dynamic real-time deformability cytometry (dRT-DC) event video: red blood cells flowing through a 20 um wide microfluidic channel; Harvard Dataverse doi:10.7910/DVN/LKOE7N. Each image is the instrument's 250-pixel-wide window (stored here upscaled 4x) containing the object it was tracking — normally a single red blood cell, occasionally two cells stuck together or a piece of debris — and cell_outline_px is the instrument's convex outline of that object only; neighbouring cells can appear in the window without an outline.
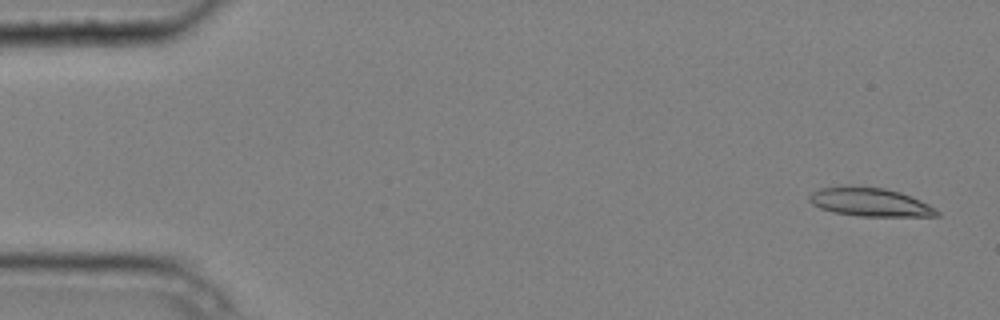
{"species": "common noctule bat (a hibernating species)", "species_latin": "Nyctalus noctula", "temperature_condition": "cold", "stored_images_in_passage": 6, "camera_frame_rate_fps": 3000, "um_per_image_px": 0.085, "animal": {"sex": "male", "body_mass_g": 20.4}, "frame": {"image": 1, "passage_image": 1, "time_ms": 0.0, "image_size_px": [1000, 320], "cell_outline_px": [[940, 216], [860, 216], [832, 212], [820, 208], [812, 204], [808, 200], [808, 196], [812, 192], [820, 188], [848, 184], [884, 188], [900, 192], [912, 196], [936, 208], [940, 212]], "centroid_in_image_um": [73.92, 17.16], "position_along_channel_um": 11.1, "area_um2": 21.62}}
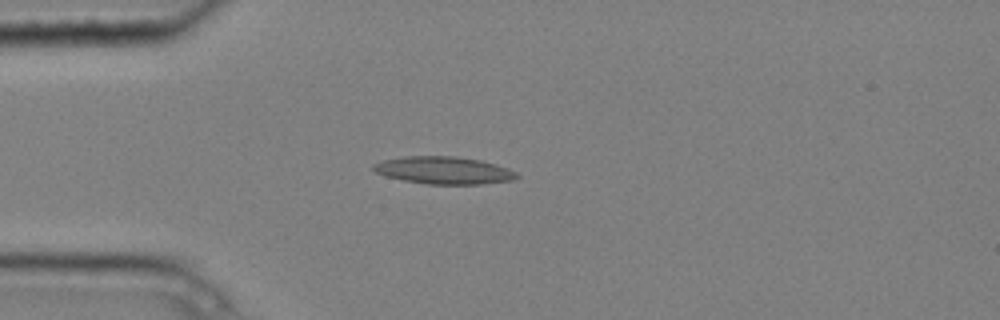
{"frame": {"image": 2, "passage_image": 4, "time_ms": 1.0, "image_size_px": [1000, 320], "cell_outline_px": [[520, 176], [512, 180], [480, 184], [428, 184], [404, 180], [384, 176], [376, 172], [372, 168], [372, 164], [384, 160], [404, 156], [452, 156], [480, 160], [496, 164], [508, 168], [516, 172]], "centroid_in_image_um": [37.71, 14.47], "position_along_channel_um": 47.3, "area_um2": 22.83}}
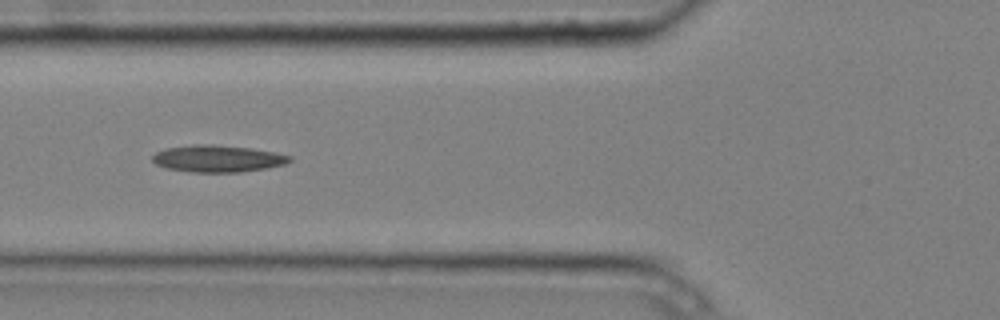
{"frame": {"image": 3, "passage_image": 6, "time_ms": 1.667, "image_size_px": [1000, 320], "cell_outline_px": [[292, 160], [284, 164], [264, 168], [240, 172], [192, 172], [168, 168], [156, 164], [152, 160], [152, 156], [156, 152], [164, 148], [192, 144], [212, 144], [252, 148], [276, 152], [292, 156]], "centroid_in_image_um": [18.5, 13.46], "position_along_channel_um": 107.3, "area_um2": 21.56}}